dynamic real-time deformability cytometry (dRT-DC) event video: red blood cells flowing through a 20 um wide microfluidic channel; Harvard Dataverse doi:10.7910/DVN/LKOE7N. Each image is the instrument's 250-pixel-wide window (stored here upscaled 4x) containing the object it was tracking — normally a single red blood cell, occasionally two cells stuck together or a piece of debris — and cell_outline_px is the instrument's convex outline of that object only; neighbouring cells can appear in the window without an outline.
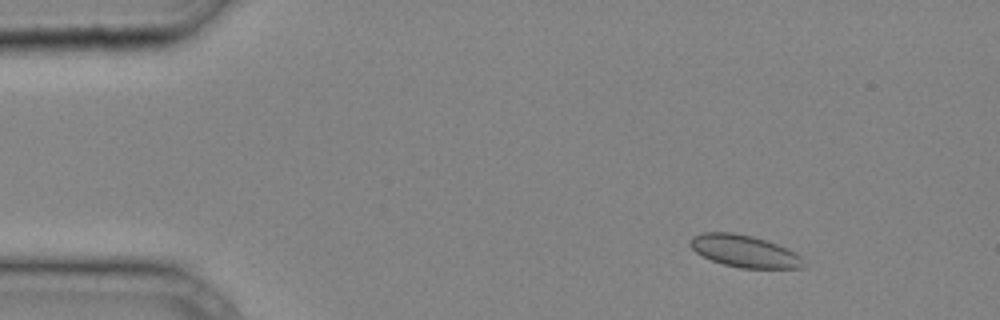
{"species": "common noctule bat (a hibernating species)", "species_latin": "Nyctalus noctula", "temperature_condition": "cold", "stored_images_in_passage": 7, "camera_frame_rate_fps": 3000, "um_per_image_px": 0.085, "animal": {"sex": "male", "body_mass_g": 20.4}, "frame": {"image": 1, "passage_image": 4, "time_ms": 1.0, "image_size_px": [1000, 320], "cell_outline_px": [[804, 268], [740, 268], [724, 264], [712, 260], [696, 252], [688, 244], [688, 240], [692, 236], [704, 232], [732, 232], [752, 236], [776, 244], [796, 252], [800, 256], [804, 264]], "centroid_in_image_um": [63.24, 21.34], "position_along_channel_um": 21.8, "area_um2": 21.1}}